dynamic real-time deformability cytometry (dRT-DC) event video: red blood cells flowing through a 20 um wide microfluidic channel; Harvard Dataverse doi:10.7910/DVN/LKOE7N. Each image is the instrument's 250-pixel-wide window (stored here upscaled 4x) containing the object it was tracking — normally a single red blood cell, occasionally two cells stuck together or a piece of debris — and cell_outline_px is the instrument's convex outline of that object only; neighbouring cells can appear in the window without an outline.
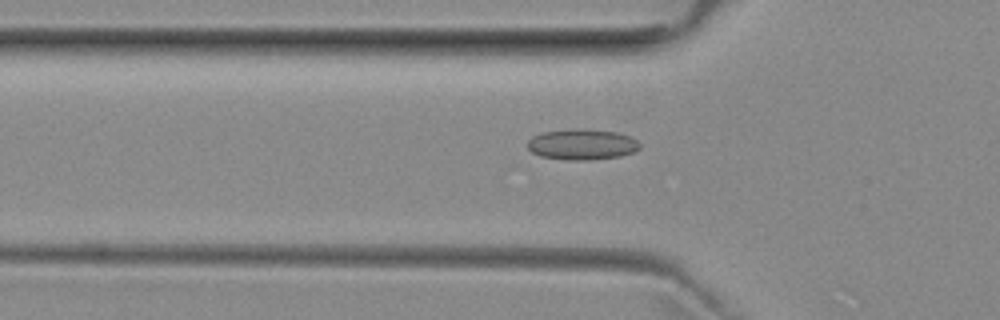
{"species": "common noctule bat (a hibernating species)", "species_latin": "Nyctalus noctula", "temperature_condition": "room temperature", "stored_images_in_passage": 52, "camera_frame_rate_fps": 3000, "um_per_image_px": 0.085, "animal": {"sex": "female", "body_mass_g": 29.2, "forearm_length_mm": 56.3}, "frame": {"image": 1, "passage_image": 17, "time_ms": 5.333, "image_size_px": [1000, 320], "cell_outline_px": [[640, 148], [632, 152], [620, 156], [588, 160], [568, 160], [540, 156], [532, 152], [528, 148], [528, 140], [532, 136], [540, 132], [576, 128], [580, 128], [616, 132], [628, 136], [636, 140], [640, 144]], "centroid_in_image_um": [49.43, 12.27], "position_along_channel_um": 76.4, "area_um2": 20.11}}
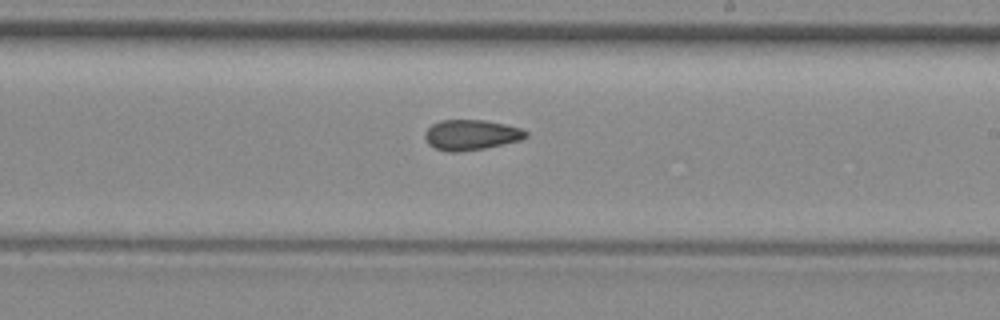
{"frame": {"image": 2, "passage_image": 30, "time_ms": 9.667, "image_size_px": [1000, 320], "cell_outline_px": [[528, 136], [520, 140], [484, 148], [460, 152], [448, 152], [436, 148], [428, 144], [424, 136], [424, 132], [432, 124], [440, 120], [484, 120], [504, 124], [520, 128], [528, 132]], "centroid_in_image_um": [40.02, 11.46], "position_along_channel_um": 249.0, "area_um2": 17.8}}
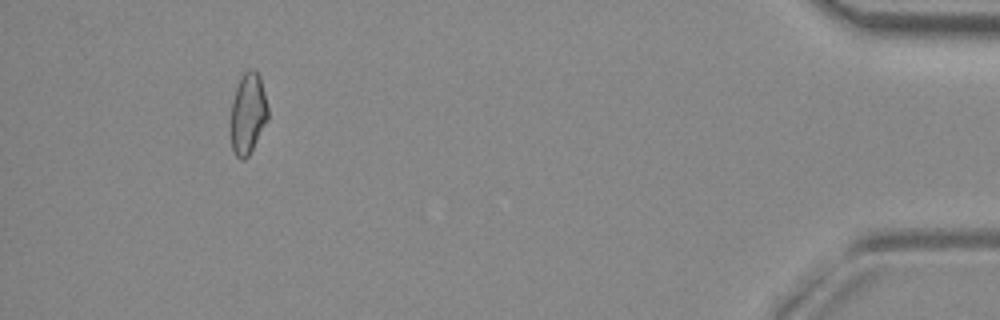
{"frame": {"image": 3, "passage_image": 48, "time_ms": 15.667, "image_size_px": [1000, 320], "cell_outline_px": [[268, 120], [248, 156], [244, 160], [240, 160], [232, 152], [228, 120], [232, 100], [236, 88], [244, 72], [248, 68], [252, 68], [260, 76], [268, 108]], "centroid_in_image_um": [21.03, 9.69], "position_along_channel_um": 414.2, "area_um2": 18.09}, "authors_computed_cell_mechanics": {"area_um2": 18.1492, "velocity_mm_per_s": 3.9695, "shape_relaxation_time_tau1_ms": null, "shape_relaxation_time_tau2_ms": 4.1126, "deformation_change_tau1": null, "deformation_change_tau2": 0.1064}}